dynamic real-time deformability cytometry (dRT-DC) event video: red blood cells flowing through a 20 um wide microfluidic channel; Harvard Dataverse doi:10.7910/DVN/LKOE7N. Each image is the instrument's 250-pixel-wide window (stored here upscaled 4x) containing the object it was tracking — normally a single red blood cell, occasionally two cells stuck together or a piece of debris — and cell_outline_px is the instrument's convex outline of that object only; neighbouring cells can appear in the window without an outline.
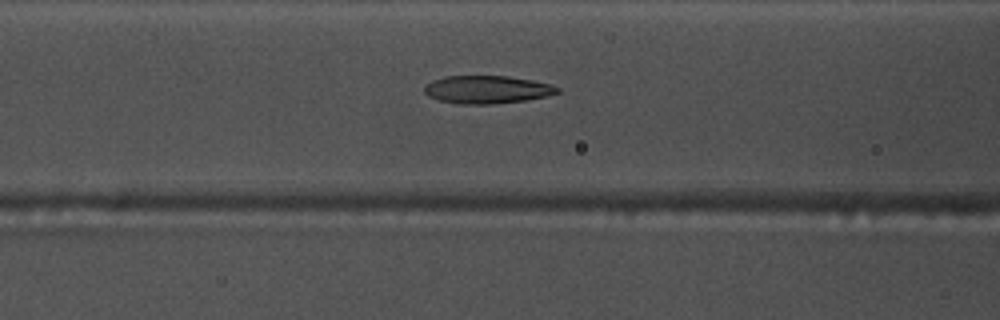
{"species": "common noctule bat (a hibernating species)", "species_latin": "Nyctalus noctula", "temperature_condition": "warm", "stored_images_in_passage": 53, "camera_frame_rate_fps": 3000, "um_per_image_px": 0.085, "animal": {"sex": "male", "body_mass_g": 17.5, "forearm_length_mm": 52.3}, "frame": {"image": 1, "passage_image": 21, "time_ms": 6.667, "image_size_px": [1000, 320], "cell_outline_px": [[560, 92], [544, 96], [524, 100], [492, 104], [460, 104], [440, 100], [428, 96], [424, 92], [424, 88], [432, 80], [444, 76], [508, 76], [532, 80], [552, 84], [560, 88]], "centroid_in_image_um": [41.4, 7.6], "position_along_channel_um": 125.2, "area_um2": 21.5}}
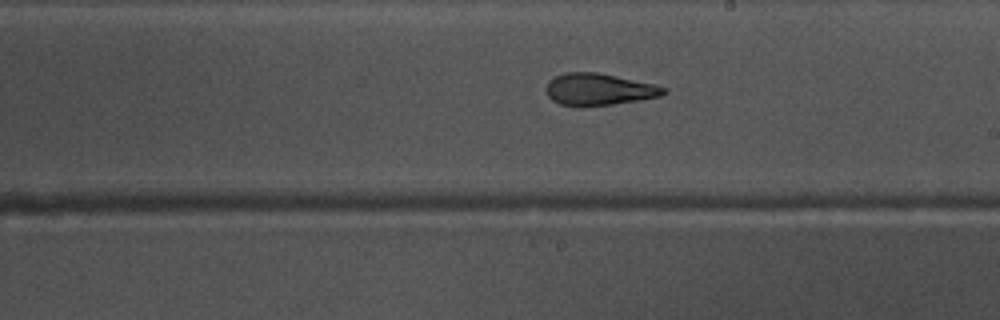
{"frame": {"image": 2, "passage_image": 30, "time_ms": 9.667, "image_size_px": [1000, 320], "cell_outline_px": [[668, 92], [660, 96], [640, 100], [612, 104], [580, 108], [560, 104], [552, 100], [548, 96], [548, 80], [564, 72], [596, 72], [656, 84], [668, 88]], "centroid_in_image_um": [50.93, 7.61], "position_along_channel_um": 238.1, "area_um2": 22.08}}
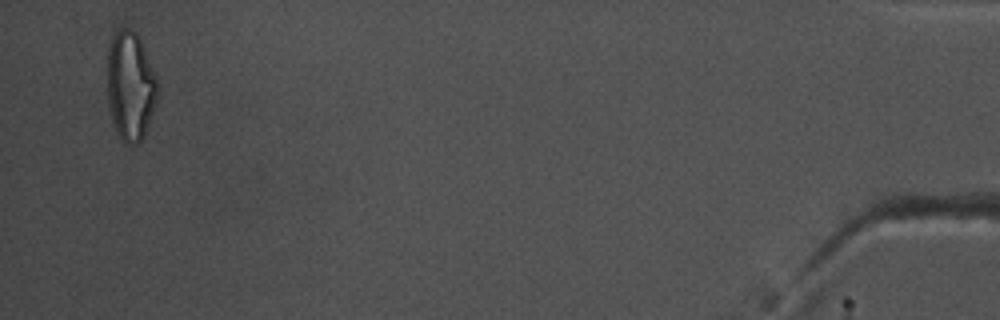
{"frame": {"image": 3, "passage_image": 52, "time_ms": 17.0, "image_size_px": [1000, 320], "cell_outline_px": [[160, 88], [144, 136], [136, 144], [132, 144], [124, 140], [120, 136], [112, 120], [108, 100], [104, 72], [108, 48], [112, 36], [120, 28], [128, 28], [136, 32], [140, 40]], "centroid_in_image_um": [11.04, 7.25], "position_along_channel_um": 424.2, "area_um2": 32.02}, "authors_computed_cell_mechanics": {"area_um2": 22.4264, "velocity_mm_per_s": 3.7792, "shape_relaxation_time_tau1_ms": null, "shape_relaxation_time_tau2_ms": 2.9396, "deformation_change_tau1": null, "deformation_change_tau2": 0.1279}}